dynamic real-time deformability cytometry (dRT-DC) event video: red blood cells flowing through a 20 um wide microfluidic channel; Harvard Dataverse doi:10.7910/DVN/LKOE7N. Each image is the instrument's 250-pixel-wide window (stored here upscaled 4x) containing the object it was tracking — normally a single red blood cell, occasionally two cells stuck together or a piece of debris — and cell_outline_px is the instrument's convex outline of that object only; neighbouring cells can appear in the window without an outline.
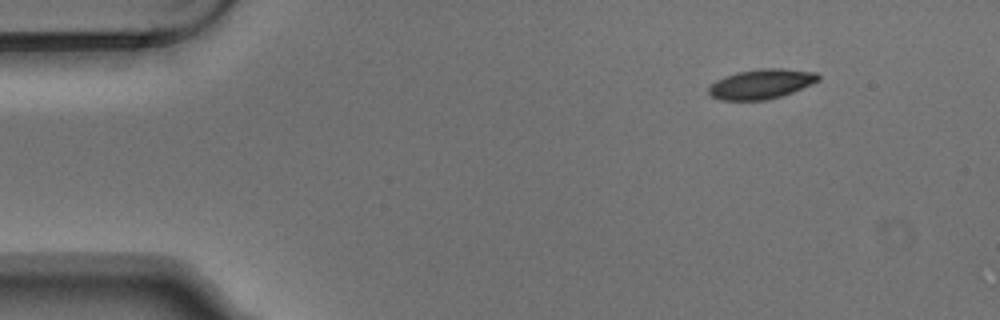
{"species": "Egyptian fruit bat (a non-hibernating species)", "species_latin": "Rousettus aegyptiacus", "temperature_condition": "warm", "stored_images_in_passage": 7, "camera_frame_rate_fps": 3000, "um_per_image_px": 0.085, "animal": {"sex": "male"}, "frame": {"image": 1, "passage_image": 1, "time_ms": 0.0, "image_size_px": [1000, 320], "cell_outline_px": [[820, 80], [812, 84], [792, 92], [780, 96], [764, 100], [720, 100], [712, 96], [708, 92], [708, 88], [716, 80], [724, 76], [736, 72], [760, 68], [784, 68], [816, 72], [820, 76]], "centroid_in_image_um": [64.71, 7.12], "position_along_channel_um": 20.3, "area_um2": 19.07}}
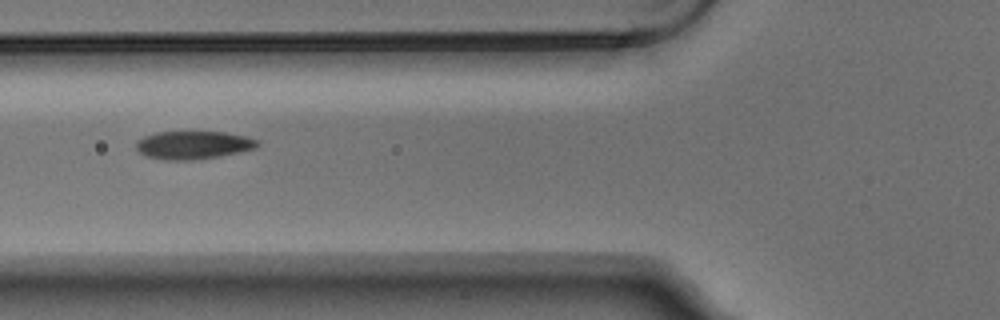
{"frame": {"image": 2, "passage_image": 5, "time_ms": 1.333, "image_size_px": [1000, 320], "cell_outline_px": [[260, 144], [256, 148], [240, 152], [220, 156], [192, 160], [164, 160], [144, 156], [136, 148], [136, 140], [144, 136], [156, 132], [224, 132], [248, 136], [260, 140]], "centroid_in_image_um": [16.45, 12.33], "position_along_channel_um": 109.4, "area_um2": 20.11}}
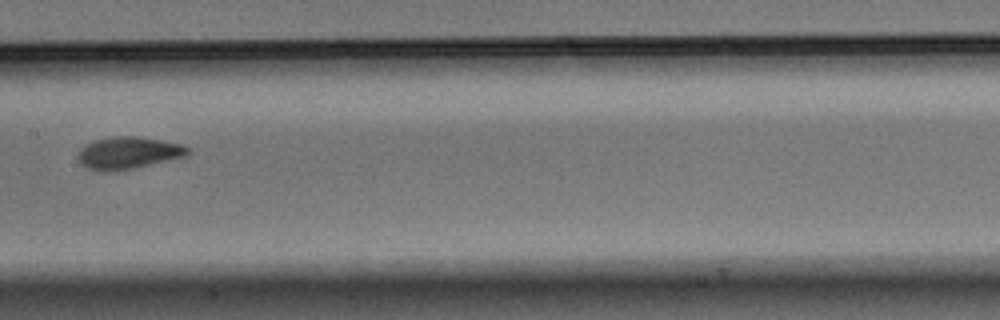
{"frame": {"image": 3, "passage_image": 7, "time_ms": 2.0, "image_size_px": [1000, 320], "cell_outline_px": [[188, 152], [184, 156], [136, 168], [116, 172], [100, 172], [88, 168], [80, 164], [76, 156], [80, 148], [92, 140], [116, 136], [136, 136], [160, 140], [180, 144], [188, 148]], "centroid_in_image_um": [10.81, 13.01], "position_along_channel_um": 196.6, "area_um2": 20.69}}